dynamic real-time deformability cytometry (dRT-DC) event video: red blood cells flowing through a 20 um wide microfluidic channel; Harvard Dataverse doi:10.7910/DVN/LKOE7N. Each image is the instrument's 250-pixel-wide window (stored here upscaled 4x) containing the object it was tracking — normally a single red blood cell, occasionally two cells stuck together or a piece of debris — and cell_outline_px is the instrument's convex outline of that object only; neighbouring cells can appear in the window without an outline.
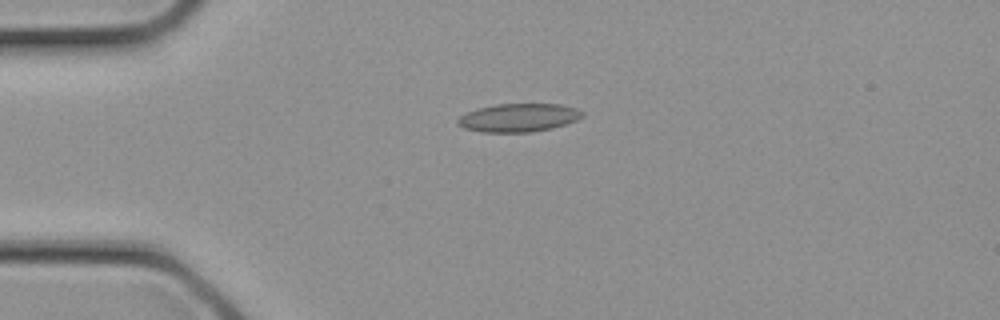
{"species": "common noctule bat (a hibernating species)", "species_latin": "Nyctalus noctula", "temperature_condition": "cold", "stored_images_in_passage": 13, "camera_frame_rate_fps": 3000, "um_per_image_px": 0.085, "animal": {"sex": "female", "body_mass_g": 21.9}, "frame": {"image": 1, "passage_image": 1, "time_ms": 0.0, "image_size_px": [1000, 320], "cell_outline_px": [[584, 116], [576, 120], [552, 128], [532, 132], [480, 132], [464, 128], [456, 120], [460, 116], [476, 108], [496, 104], [560, 104], [576, 108], [584, 112]], "centroid_in_image_um": [44.09, 10.0], "position_along_channel_um": 40.9, "area_um2": 20.52}}
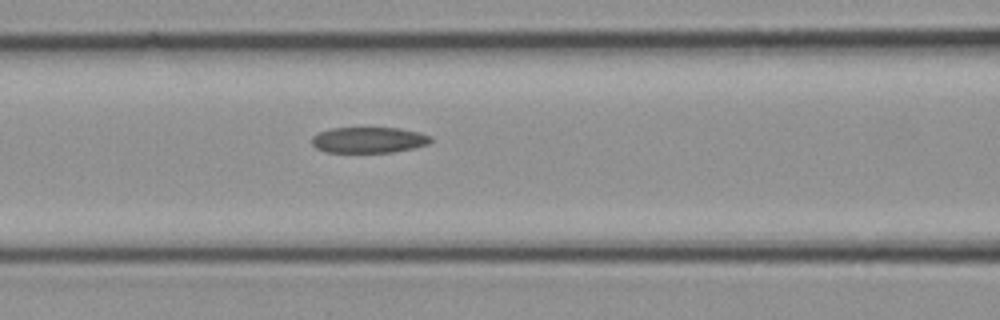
{"frame": {"image": 2, "passage_image": 6, "time_ms": 1.667, "image_size_px": [1000, 320], "cell_outline_px": [[432, 140], [428, 144], [412, 148], [392, 152], [324, 152], [316, 148], [312, 144], [312, 136], [320, 132], [332, 128], [400, 128], [420, 132], [432, 136]], "centroid_in_image_um": [31.35, 11.89], "position_along_channel_um": 135.2, "area_um2": 17.92}}
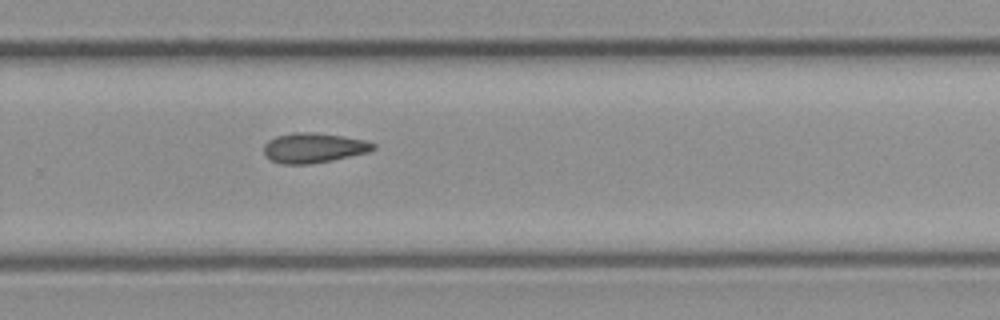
{"frame": {"image": 3, "passage_image": 13, "time_ms": 4.0, "image_size_px": [1000, 320], "cell_outline_px": [[376, 148], [368, 152], [332, 160], [312, 164], [280, 164], [268, 160], [264, 152], [264, 144], [268, 140], [276, 136], [292, 132], [312, 132], [340, 136], [364, 140], [376, 144]], "centroid_in_image_um": [26.61, 12.57], "position_along_channel_um": 303.2, "area_um2": 19.13}}